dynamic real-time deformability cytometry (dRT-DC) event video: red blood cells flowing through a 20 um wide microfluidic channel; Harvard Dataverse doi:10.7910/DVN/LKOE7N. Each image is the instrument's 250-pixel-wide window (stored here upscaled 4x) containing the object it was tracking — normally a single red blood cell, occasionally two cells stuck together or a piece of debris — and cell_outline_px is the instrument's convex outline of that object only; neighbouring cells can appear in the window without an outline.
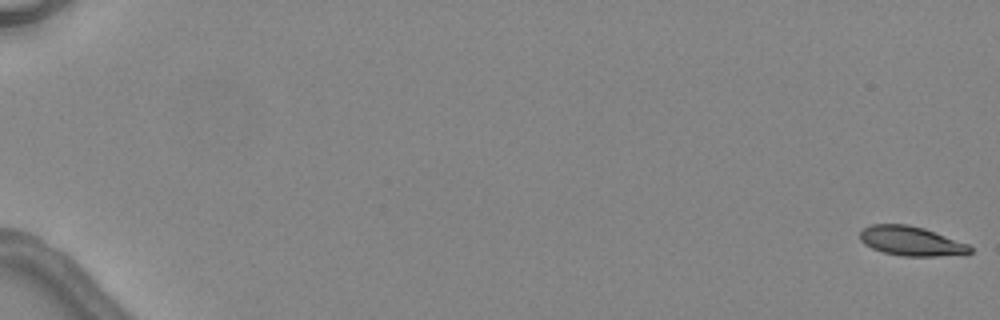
{"species": "common noctule bat (a hibernating species)", "species_latin": "Nyctalus noctula", "temperature_condition": "warm", "stored_images_in_passage": 6, "camera_frame_rate_fps": 3000, "um_per_image_px": 0.085, "animal": {"sex": "female", "body_mass_g": 24.6, "forearm_length_mm": 56.2}, "frame": {"image": 1, "passage_image": 1, "time_ms": 0.0, "image_size_px": [1000, 320], "cell_outline_px": [[972, 252], [964, 256], [900, 256], [884, 252], [872, 248], [864, 244], [860, 240], [860, 232], [864, 228], [872, 224], [908, 224], [924, 228], [968, 244], [972, 248]], "centroid_in_image_um": [77.49, 20.5], "position_along_channel_um": 7.5, "area_um2": 19.07}}
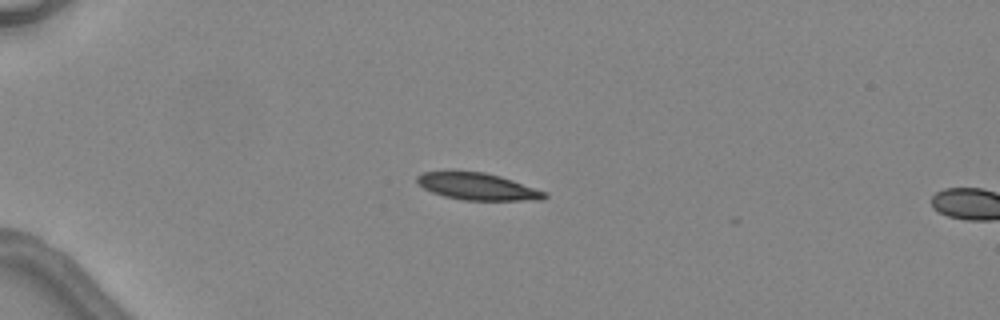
{"frame": {"image": 2, "passage_image": 5, "time_ms": 4.667, "image_size_px": [1000, 320], "cell_outline_px": [[548, 196], [544, 200], [464, 200], [444, 196], [432, 192], [424, 188], [416, 180], [416, 176], [424, 172], [484, 172], [500, 176], [548, 192]], "centroid_in_image_um": [40.65, 15.87], "position_along_channel_um": 44.4, "area_um2": 19.83}}